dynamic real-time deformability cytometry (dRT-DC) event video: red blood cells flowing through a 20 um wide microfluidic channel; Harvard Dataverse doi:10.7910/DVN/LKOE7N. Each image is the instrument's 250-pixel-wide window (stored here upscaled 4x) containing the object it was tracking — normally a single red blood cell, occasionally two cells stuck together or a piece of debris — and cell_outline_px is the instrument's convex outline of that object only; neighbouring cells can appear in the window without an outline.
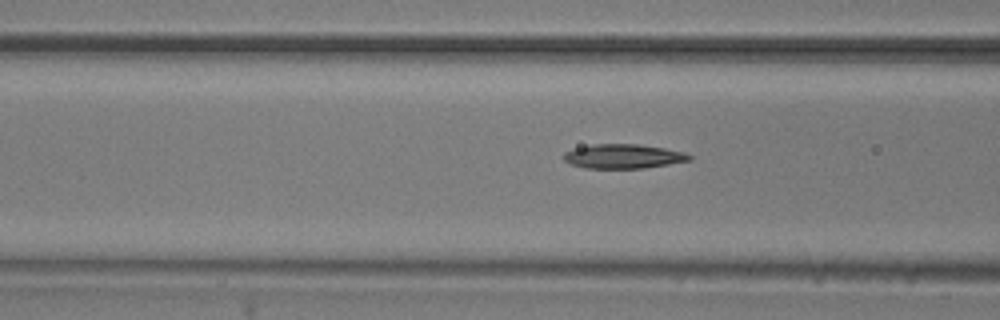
{"species": "common noctule bat (a hibernating species)", "species_latin": "Nyctalus noctula", "temperature_condition": "room temperature", "stored_images_in_passage": 28, "camera_frame_rate_fps": 3000, "um_per_image_px": 0.085, "animal": {"sex": "male", "body_mass_g": 20.5, "forearm_length_mm": 52.5}, "frame": {"image": 1, "passage_image": 20, "time_ms": 6.333, "image_size_px": [1000, 320], "cell_outline_px": [[692, 160], [644, 168], [584, 168], [572, 164], [564, 160], [564, 152], [576, 148], [592, 144], [640, 144], [664, 148], [684, 152], [692, 156]], "centroid_in_image_um": [52.99, 13.28], "position_along_channel_um": 113.6, "area_um2": 17.74}}
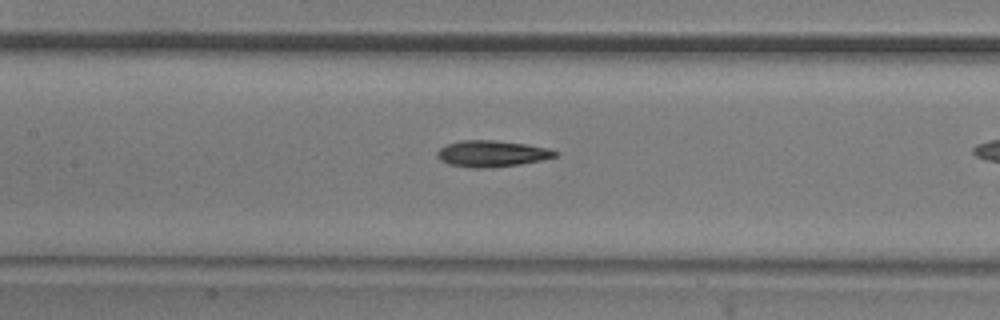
{"frame": {"image": 2, "passage_image": 24, "time_ms": 7.667, "image_size_px": [1000, 320], "cell_outline_px": [[560, 152], [556, 156], [540, 160], [520, 164], [484, 168], [472, 168], [448, 164], [440, 160], [436, 156], [436, 152], [440, 148], [448, 144], [460, 140], [496, 140], [524, 144], [548, 148]], "centroid_in_image_um": [41.77, 13.06], "position_along_channel_um": 165.6, "area_um2": 18.03}}